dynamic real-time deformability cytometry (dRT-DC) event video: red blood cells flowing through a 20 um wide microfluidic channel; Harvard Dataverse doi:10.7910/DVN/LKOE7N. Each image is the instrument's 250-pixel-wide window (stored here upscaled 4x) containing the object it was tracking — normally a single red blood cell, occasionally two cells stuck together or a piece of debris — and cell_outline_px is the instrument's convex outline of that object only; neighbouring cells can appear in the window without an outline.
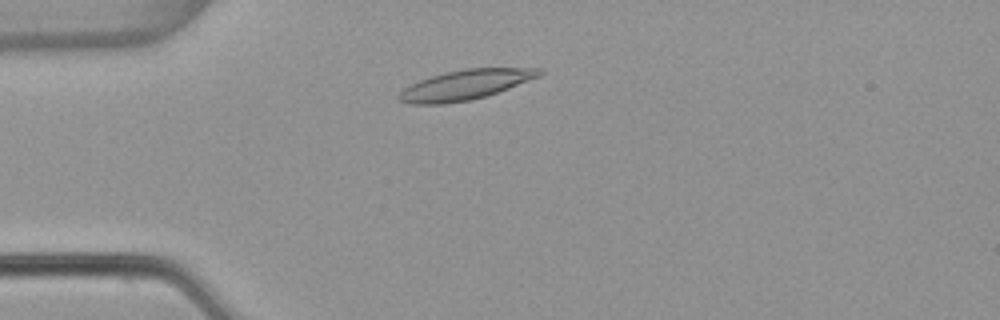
{"species": "common noctule bat (a hibernating species)", "species_latin": "Nyctalus noctula", "temperature_condition": "warm", "stored_images_in_passage": 4, "camera_frame_rate_fps": 3000, "um_per_image_px": 0.085, "animal": {"sex": "female", "body_mass_g": 22.7, "forearm_length_mm": 54.2}, "frame": {"image": 1, "passage_image": 3, "time_ms": 0.667, "image_size_px": [1000, 320], "cell_outline_px": [[544, 72], [540, 76], [508, 88], [472, 100], [444, 104], [408, 104], [396, 100], [396, 96], [404, 88], [420, 80], [444, 72], [464, 68], [540, 68]], "centroid_in_image_um": [39.5, 7.21], "position_along_channel_um": 45.5, "area_um2": 24.39}}